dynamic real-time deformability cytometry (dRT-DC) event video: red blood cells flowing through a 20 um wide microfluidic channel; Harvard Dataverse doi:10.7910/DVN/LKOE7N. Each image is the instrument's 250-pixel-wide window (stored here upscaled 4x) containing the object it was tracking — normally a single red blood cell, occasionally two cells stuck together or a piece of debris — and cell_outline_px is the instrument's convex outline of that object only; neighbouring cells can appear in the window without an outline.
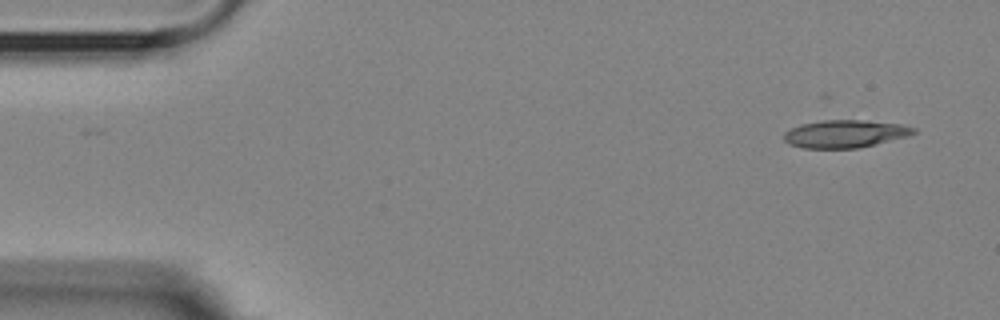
{"species": "Egyptian fruit bat (a non-hibernating species)", "species_latin": "Rousettus aegyptiacus", "temperature_condition": "room temperature", "stored_images_in_passage": 2, "camera_frame_rate_fps": 3000, "um_per_image_px": 0.085, "animal": {"sex": "female"}, "frame": {"image": 1, "passage_image": 2, "time_ms": 1.0, "image_size_px": [1000, 320], "cell_outline_px": [[916, 132], [908, 136], [860, 148], [804, 148], [788, 144], [784, 140], [784, 132], [800, 124], [824, 120], [860, 120], [900, 124], [916, 128]], "centroid_in_image_um": [71.82, 11.38], "position_along_channel_um": 13.2, "area_um2": 20.87}}